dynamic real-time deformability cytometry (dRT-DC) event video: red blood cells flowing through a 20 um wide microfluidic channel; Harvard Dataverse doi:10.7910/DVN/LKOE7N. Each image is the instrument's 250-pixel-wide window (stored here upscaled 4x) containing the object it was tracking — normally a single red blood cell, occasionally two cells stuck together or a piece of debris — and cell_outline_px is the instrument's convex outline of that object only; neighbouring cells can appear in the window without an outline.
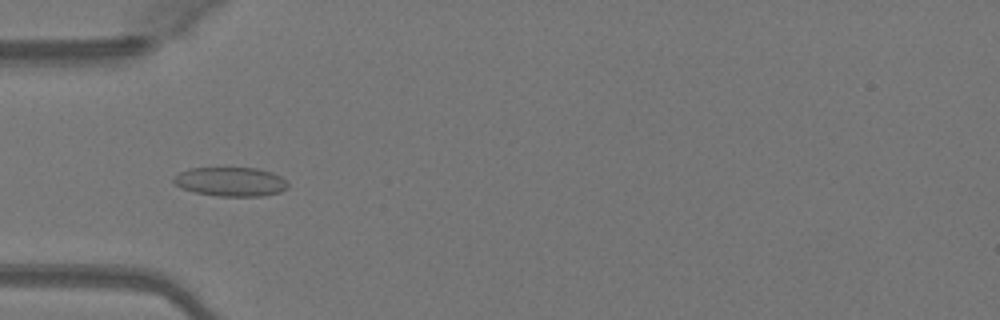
{"species": "Egyptian fruit bat (a non-hibernating species)", "species_latin": "Rousettus aegyptiacus", "temperature_condition": "warm", "stored_images_in_passage": 48, "camera_frame_rate_fps": 3000, "um_per_image_px": 0.085, "animal": {"sex": "female"}, "frame": {"image": 1, "passage_image": 14, "time_ms": 4.333, "image_size_px": [1000, 320], "cell_outline_px": [[288, 188], [280, 192], [260, 196], [220, 196], [196, 192], [180, 188], [172, 180], [180, 172], [192, 168], [256, 168], [272, 172], [280, 176], [288, 184]], "centroid_in_image_um": [19.62, 15.44], "position_along_channel_um": 65.4, "area_um2": 19.19}}
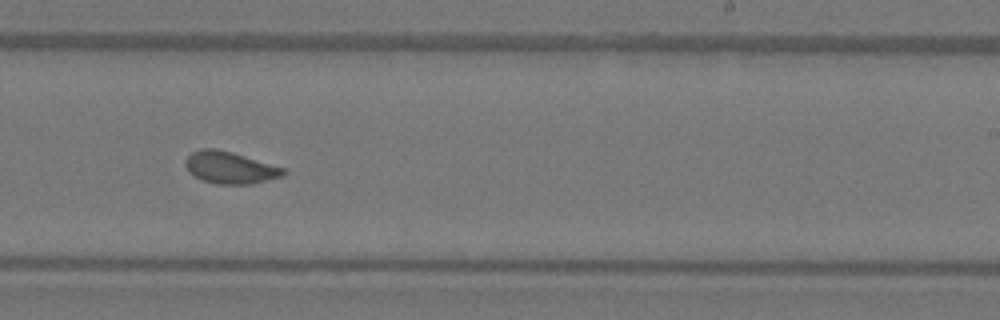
{"frame": {"image": 2, "passage_image": 29, "time_ms": 9.333, "image_size_px": [1000, 320], "cell_outline_px": [[288, 172], [284, 176], [252, 184], [216, 184], [200, 180], [188, 172], [184, 164], [184, 160], [192, 152], [200, 148], [216, 148], [232, 152], [284, 168]], "centroid_in_image_um": [19.52, 14.25], "position_along_channel_um": 269.5, "area_um2": 18.5}}
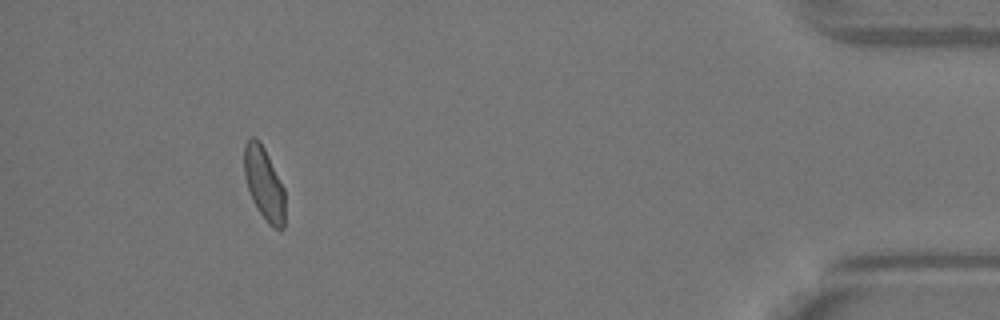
{"frame": {"image": 3, "passage_image": 44, "time_ms": 14.333, "image_size_px": [1000, 320], "cell_outline_px": [[284, 228], [272, 228], [268, 224], [252, 200], [244, 176], [244, 144], [252, 136], [256, 136], [260, 140], [284, 188]], "centroid_in_image_um": [22.43, 15.58], "position_along_channel_um": 412.8, "area_um2": 17.22}, "authors_computed_cell_mechanics": {"area_um2": 18.207, "velocity_mm_per_s": 4.0941, "shape_relaxation_time_tau1_ms": null, "shape_relaxation_time_tau2_ms": 1.0919, "deformation_change_tau1": null, "deformation_change_tau2": 0.0548}}